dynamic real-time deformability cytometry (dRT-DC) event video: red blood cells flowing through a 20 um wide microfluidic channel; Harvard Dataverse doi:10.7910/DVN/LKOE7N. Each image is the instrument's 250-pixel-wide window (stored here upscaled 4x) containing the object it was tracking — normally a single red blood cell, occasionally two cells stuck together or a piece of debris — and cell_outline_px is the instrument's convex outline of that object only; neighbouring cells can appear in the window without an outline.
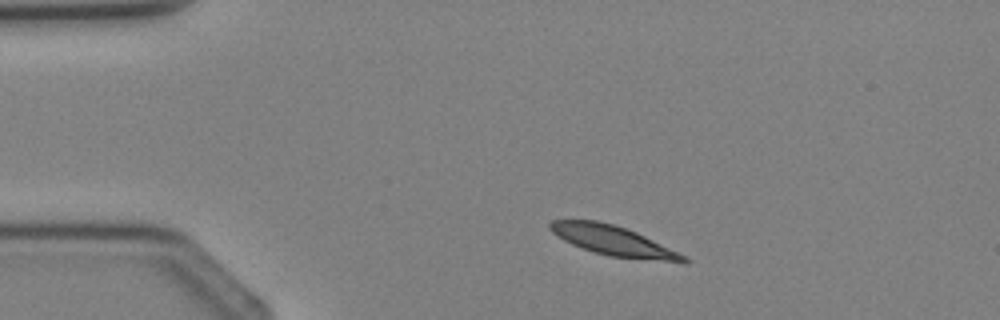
{"species": "Egyptian fruit bat (a non-hibernating species)", "species_latin": "Rousettus aegyptiacus", "temperature_condition": "cold", "stored_images_in_passage": 4, "camera_frame_rate_fps": 3000, "um_per_image_px": 0.085, "animal": {"sex": "female"}, "frame": {"image": 1, "passage_image": 4, "time_ms": 3.667, "image_size_px": [1000, 320], "cell_outline_px": [[692, 260], [688, 264], [608, 256], [572, 244], [556, 236], [548, 228], [548, 224], [552, 220], [596, 220], [612, 224], [636, 232], [688, 256]], "centroid_in_image_um": [52.22, 20.49], "position_along_channel_um": 32.8, "area_um2": 23.35}}